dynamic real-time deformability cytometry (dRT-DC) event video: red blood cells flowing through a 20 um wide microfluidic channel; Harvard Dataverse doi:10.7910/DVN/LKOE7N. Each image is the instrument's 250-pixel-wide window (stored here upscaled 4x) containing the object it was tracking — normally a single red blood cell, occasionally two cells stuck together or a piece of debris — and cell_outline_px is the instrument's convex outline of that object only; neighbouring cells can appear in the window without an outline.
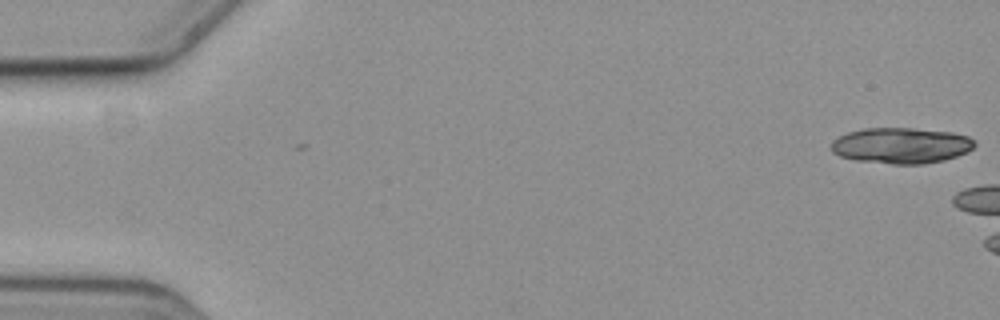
{"species": "common noctule bat (a hibernating species)", "species_latin": "Nyctalus noctula", "temperature_condition": "cold", "stored_images_in_passage": 7, "camera_frame_rate_fps": 3000, "um_per_image_px": 0.085, "animal": {"sex": "female", "body_mass_g": 19.3, "forearm_length_mm": 54.1}, "frame": {"image": 1, "passage_image": 1, "time_ms": 0.0, "image_size_px": [1000, 320], "cell_outline_px": [[976, 144], [968, 152], [944, 160], [924, 164], [892, 164], [856, 160], [840, 156], [832, 152], [832, 140], [848, 132], [864, 128], [912, 128], [952, 132], [968, 136], [976, 140]], "centroid_in_image_um": [76.62, 12.37], "position_along_channel_um": 8.4, "area_um2": 30.06}}